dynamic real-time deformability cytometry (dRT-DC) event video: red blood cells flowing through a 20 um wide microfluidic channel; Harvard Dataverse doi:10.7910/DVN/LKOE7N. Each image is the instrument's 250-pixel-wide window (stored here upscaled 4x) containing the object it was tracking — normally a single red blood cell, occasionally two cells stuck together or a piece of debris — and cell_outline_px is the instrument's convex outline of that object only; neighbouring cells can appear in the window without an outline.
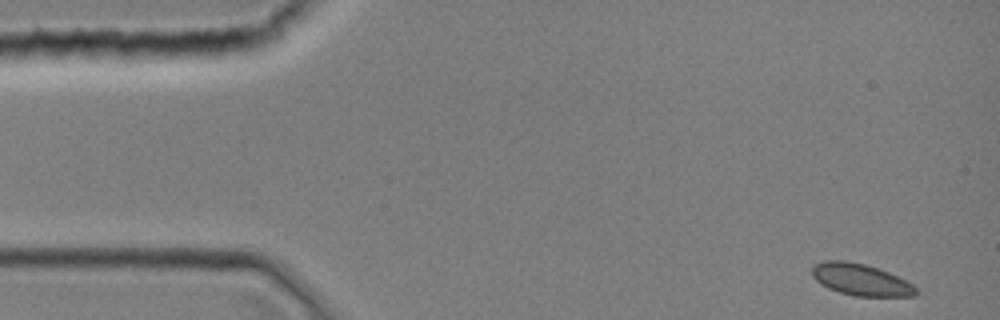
{"species": "common noctule bat (a hibernating species)", "species_latin": "Nyctalus noctula", "temperature_condition": "room temperature", "stored_images_in_passage": 10, "camera_frame_rate_fps": 3000, "um_per_image_px": 0.085, "animal": {"sex": "female", "body_mass_g": 19.0, "forearm_length_mm": 51.5}, "frame": {"image": 1, "passage_image": 1, "time_ms": 0.0, "image_size_px": [1000, 320], "cell_outline_px": [[920, 292], [916, 296], [856, 296], [840, 292], [828, 288], [816, 280], [812, 276], [812, 264], [824, 260], [844, 260], [864, 264], [888, 272], [912, 284]], "centroid_in_image_um": [73.14, 23.77], "position_along_channel_um": 11.9, "area_um2": 19.13}}
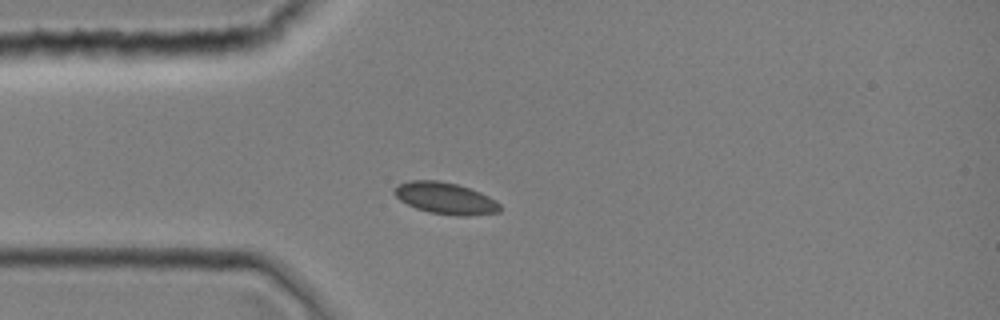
{"frame": {"image": 2, "passage_image": 9, "time_ms": 2.667, "image_size_px": [1000, 320], "cell_outline_px": [[500, 212], [468, 216], [456, 216], [428, 212], [416, 208], [400, 200], [392, 192], [392, 188], [408, 180], [436, 180], [456, 184], [480, 192], [496, 200], [500, 204]], "centroid_in_image_um": [37.84, 16.86], "position_along_channel_um": 47.2, "area_um2": 19.54}}